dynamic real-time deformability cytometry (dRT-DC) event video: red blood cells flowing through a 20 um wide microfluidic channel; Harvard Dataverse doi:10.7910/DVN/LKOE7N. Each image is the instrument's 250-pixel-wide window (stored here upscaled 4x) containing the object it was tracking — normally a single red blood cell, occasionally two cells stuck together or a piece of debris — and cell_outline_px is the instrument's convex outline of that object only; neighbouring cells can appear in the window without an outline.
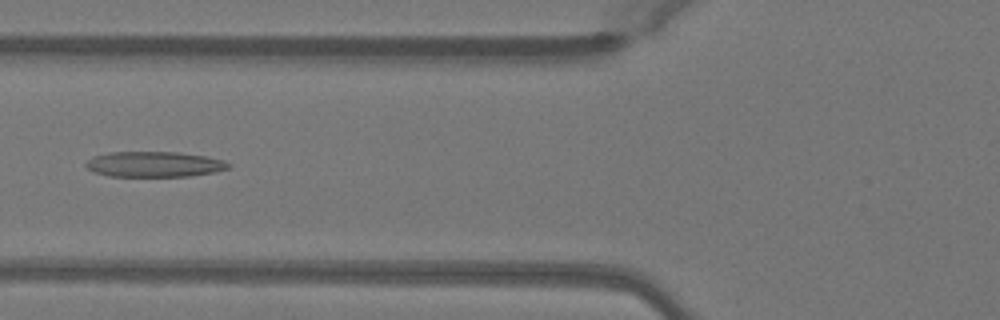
{"species": "Egyptian fruit bat (a non-hibernating species)", "species_latin": "Rousettus aegyptiacus", "temperature_condition": "warm", "stored_images_in_passage": 50, "camera_frame_rate_fps": 3000, "um_per_image_px": 0.085, "animal": {"sex": "female"}, "frame": {"image": 1, "passage_image": 20, "time_ms": 6.333, "image_size_px": [1000, 320], "cell_outline_px": [[232, 164], [228, 168], [212, 172], [188, 176], [108, 176], [92, 172], [84, 164], [92, 156], [108, 152], [176, 152], [204, 156], [224, 160]], "centroid_in_image_um": [13.06, 13.96], "position_along_channel_um": 112.7, "area_um2": 21.1}}
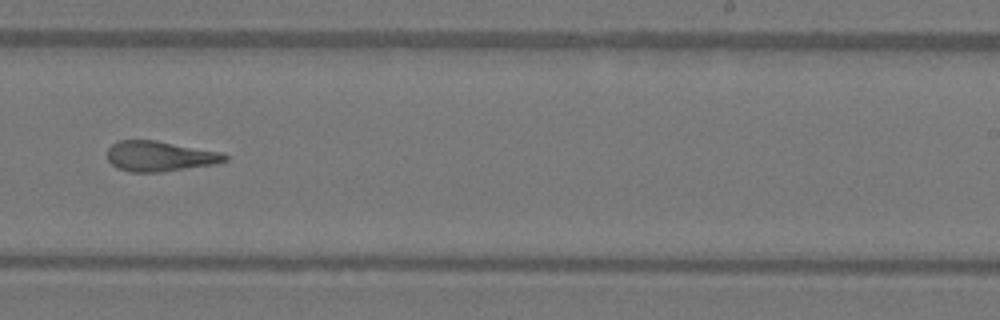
{"frame": {"image": 2, "passage_image": 32, "time_ms": 10.333, "image_size_px": [1000, 320], "cell_outline_px": [[228, 160], [216, 164], [160, 172], [132, 172], [116, 168], [108, 160], [108, 148], [112, 144], [120, 140], [156, 140], [224, 152], [228, 156]], "centroid_in_image_um": [13.62, 13.27], "position_along_channel_um": 275.4, "area_um2": 20.92}}
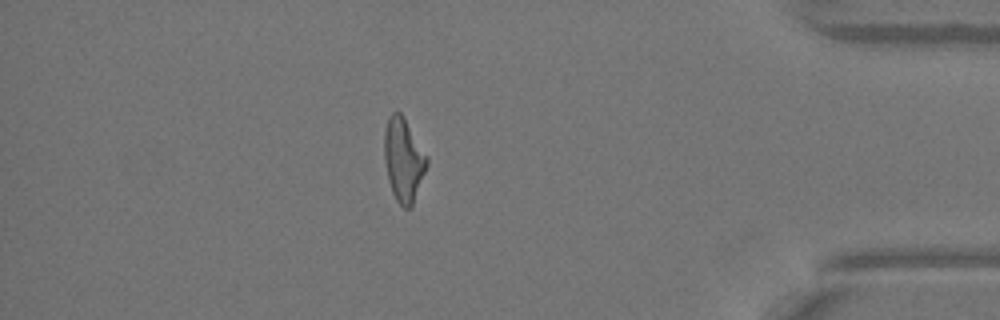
{"frame": {"image": 3, "passage_image": 44, "time_ms": 14.333, "image_size_px": [1000, 320], "cell_outline_px": [[428, 164], [412, 204], [408, 208], [404, 208], [396, 200], [392, 192], [388, 180], [384, 160], [384, 132], [388, 116], [392, 112], [400, 112], [404, 116], [428, 156]], "centroid_in_image_um": [34.29, 13.53], "position_along_channel_um": 400.9, "area_um2": 20.75}, "authors_computed_cell_mechanics": {"area_um2": 21.1548, "velocity_mm_per_s": 4.0784, "shape_relaxation_time_tau1_ms": null, "shape_relaxation_time_tau2_ms": 2.2723, "deformation_change_tau1": null, "deformation_change_tau2": 0.1333}}